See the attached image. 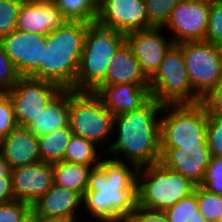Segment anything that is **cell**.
<instances>
[{
	"mask_svg": "<svg viewBox=\"0 0 222 222\" xmlns=\"http://www.w3.org/2000/svg\"><path fill=\"white\" fill-rule=\"evenodd\" d=\"M137 172L132 163L105 155L89 174L82 210L92 218L85 221H124L138 205Z\"/></svg>",
	"mask_w": 222,
	"mask_h": 222,
	"instance_id": "obj_1",
	"label": "cell"
},
{
	"mask_svg": "<svg viewBox=\"0 0 222 222\" xmlns=\"http://www.w3.org/2000/svg\"><path fill=\"white\" fill-rule=\"evenodd\" d=\"M162 109L163 105L151 97L140 108L114 116L113 136L105 155L138 169L160 162Z\"/></svg>",
	"mask_w": 222,
	"mask_h": 222,
	"instance_id": "obj_2",
	"label": "cell"
},
{
	"mask_svg": "<svg viewBox=\"0 0 222 222\" xmlns=\"http://www.w3.org/2000/svg\"><path fill=\"white\" fill-rule=\"evenodd\" d=\"M87 28L86 22L67 21L63 26L47 34L43 62L29 77L48 80L64 90L75 91Z\"/></svg>",
	"mask_w": 222,
	"mask_h": 222,
	"instance_id": "obj_3",
	"label": "cell"
},
{
	"mask_svg": "<svg viewBox=\"0 0 222 222\" xmlns=\"http://www.w3.org/2000/svg\"><path fill=\"white\" fill-rule=\"evenodd\" d=\"M125 43V33L88 24L75 91H93L104 79L115 53Z\"/></svg>",
	"mask_w": 222,
	"mask_h": 222,
	"instance_id": "obj_4",
	"label": "cell"
},
{
	"mask_svg": "<svg viewBox=\"0 0 222 222\" xmlns=\"http://www.w3.org/2000/svg\"><path fill=\"white\" fill-rule=\"evenodd\" d=\"M113 125L114 115L95 92L69 90V126L74 135L101 147L99 150L106 154Z\"/></svg>",
	"mask_w": 222,
	"mask_h": 222,
	"instance_id": "obj_5",
	"label": "cell"
},
{
	"mask_svg": "<svg viewBox=\"0 0 222 222\" xmlns=\"http://www.w3.org/2000/svg\"><path fill=\"white\" fill-rule=\"evenodd\" d=\"M195 187L188 178L160 162L137 172L138 205L146 209L163 211L193 193Z\"/></svg>",
	"mask_w": 222,
	"mask_h": 222,
	"instance_id": "obj_6",
	"label": "cell"
},
{
	"mask_svg": "<svg viewBox=\"0 0 222 222\" xmlns=\"http://www.w3.org/2000/svg\"><path fill=\"white\" fill-rule=\"evenodd\" d=\"M208 112L198 104L163 105L160 118L161 148L208 145Z\"/></svg>",
	"mask_w": 222,
	"mask_h": 222,
	"instance_id": "obj_7",
	"label": "cell"
},
{
	"mask_svg": "<svg viewBox=\"0 0 222 222\" xmlns=\"http://www.w3.org/2000/svg\"><path fill=\"white\" fill-rule=\"evenodd\" d=\"M149 88L151 96L162 105L198 104L202 101L192 88L181 47L175 43L149 80Z\"/></svg>",
	"mask_w": 222,
	"mask_h": 222,
	"instance_id": "obj_8",
	"label": "cell"
},
{
	"mask_svg": "<svg viewBox=\"0 0 222 222\" xmlns=\"http://www.w3.org/2000/svg\"><path fill=\"white\" fill-rule=\"evenodd\" d=\"M193 90L203 99L222 80V46L207 41L178 43Z\"/></svg>",
	"mask_w": 222,
	"mask_h": 222,
	"instance_id": "obj_9",
	"label": "cell"
},
{
	"mask_svg": "<svg viewBox=\"0 0 222 222\" xmlns=\"http://www.w3.org/2000/svg\"><path fill=\"white\" fill-rule=\"evenodd\" d=\"M64 89L58 84L31 77H20L7 93L13 104L18 126L26 127Z\"/></svg>",
	"mask_w": 222,
	"mask_h": 222,
	"instance_id": "obj_10",
	"label": "cell"
},
{
	"mask_svg": "<svg viewBox=\"0 0 222 222\" xmlns=\"http://www.w3.org/2000/svg\"><path fill=\"white\" fill-rule=\"evenodd\" d=\"M211 0H182L171 11L164 29L175 44L205 41Z\"/></svg>",
	"mask_w": 222,
	"mask_h": 222,
	"instance_id": "obj_11",
	"label": "cell"
},
{
	"mask_svg": "<svg viewBox=\"0 0 222 222\" xmlns=\"http://www.w3.org/2000/svg\"><path fill=\"white\" fill-rule=\"evenodd\" d=\"M98 25L129 33L148 29L145 0H101L97 6Z\"/></svg>",
	"mask_w": 222,
	"mask_h": 222,
	"instance_id": "obj_12",
	"label": "cell"
},
{
	"mask_svg": "<svg viewBox=\"0 0 222 222\" xmlns=\"http://www.w3.org/2000/svg\"><path fill=\"white\" fill-rule=\"evenodd\" d=\"M163 30L165 29L153 27L125 34V42L131 48L141 71L148 80L155 75L166 52L174 44L170 37L162 35Z\"/></svg>",
	"mask_w": 222,
	"mask_h": 222,
	"instance_id": "obj_13",
	"label": "cell"
},
{
	"mask_svg": "<svg viewBox=\"0 0 222 222\" xmlns=\"http://www.w3.org/2000/svg\"><path fill=\"white\" fill-rule=\"evenodd\" d=\"M21 77H29L43 62L47 35L32 34L19 30L0 40Z\"/></svg>",
	"mask_w": 222,
	"mask_h": 222,
	"instance_id": "obj_14",
	"label": "cell"
},
{
	"mask_svg": "<svg viewBox=\"0 0 222 222\" xmlns=\"http://www.w3.org/2000/svg\"><path fill=\"white\" fill-rule=\"evenodd\" d=\"M208 145H190L180 148H161L160 163L166 168L182 174L200 186L211 160Z\"/></svg>",
	"mask_w": 222,
	"mask_h": 222,
	"instance_id": "obj_15",
	"label": "cell"
},
{
	"mask_svg": "<svg viewBox=\"0 0 222 222\" xmlns=\"http://www.w3.org/2000/svg\"><path fill=\"white\" fill-rule=\"evenodd\" d=\"M11 178L15 199L31 206L54 184L52 164L44 161L12 169Z\"/></svg>",
	"mask_w": 222,
	"mask_h": 222,
	"instance_id": "obj_16",
	"label": "cell"
},
{
	"mask_svg": "<svg viewBox=\"0 0 222 222\" xmlns=\"http://www.w3.org/2000/svg\"><path fill=\"white\" fill-rule=\"evenodd\" d=\"M67 21L55 2L24 0L19 9L16 29L47 35Z\"/></svg>",
	"mask_w": 222,
	"mask_h": 222,
	"instance_id": "obj_17",
	"label": "cell"
},
{
	"mask_svg": "<svg viewBox=\"0 0 222 222\" xmlns=\"http://www.w3.org/2000/svg\"><path fill=\"white\" fill-rule=\"evenodd\" d=\"M83 196L76 191L55 184L32 205V210L41 216L61 220L80 221ZM82 211V212H81ZM80 216V218H79Z\"/></svg>",
	"mask_w": 222,
	"mask_h": 222,
	"instance_id": "obj_18",
	"label": "cell"
},
{
	"mask_svg": "<svg viewBox=\"0 0 222 222\" xmlns=\"http://www.w3.org/2000/svg\"><path fill=\"white\" fill-rule=\"evenodd\" d=\"M92 92L101 98L103 105L114 116L138 109L152 97L149 85L130 83L97 86Z\"/></svg>",
	"mask_w": 222,
	"mask_h": 222,
	"instance_id": "obj_19",
	"label": "cell"
},
{
	"mask_svg": "<svg viewBox=\"0 0 222 222\" xmlns=\"http://www.w3.org/2000/svg\"><path fill=\"white\" fill-rule=\"evenodd\" d=\"M0 154L10 169L41 161L38 137L26 127L17 126L0 139Z\"/></svg>",
	"mask_w": 222,
	"mask_h": 222,
	"instance_id": "obj_20",
	"label": "cell"
},
{
	"mask_svg": "<svg viewBox=\"0 0 222 222\" xmlns=\"http://www.w3.org/2000/svg\"><path fill=\"white\" fill-rule=\"evenodd\" d=\"M130 83L149 85L131 48L125 42L115 53L107 68L105 79L98 86Z\"/></svg>",
	"mask_w": 222,
	"mask_h": 222,
	"instance_id": "obj_21",
	"label": "cell"
},
{
	"mask_svg": "<svg viewBox=\"0 0 222 222\" xmlns=\"http://www.w3.org/2000/svg\"><path fill=\"white\" fill-rule=\"evenodd\" d=\"M66 126H69V90H63L26 128L38 137Z\"/></svg>",
	"mask_w": 222,
	"mask_h": 222,
	"instance_id": "obj_22",
	"label": "cell"
},
{
	"mask_svg": "<svg viewBox=\"0 0 222 222\" xmlns=\"http://www.w3.org/2000/svg\"><path fill=\"white\" fill-rule=\"evenodd\" d=\"M54 184L79 192L82 196L87 189L92 166L59 161L52 164Z\"/></svg>",
	"mask_w": 222,
	"mask_h": 222,
	"instance_id": "obj_23",
	"label": "cell"
},
{
	"mask_svg": "<svg viewBox=\"0 0 222 222\" xmlns=\"http://www.w3.org/2000/svg\"><path fill=\"white\" fill-rule=\"evenodd\" d=\"M73 132L70 126L58 128L53 132L38 136L41 161L56 163L64 161L65 148L71 140Z\"/></svg>",
	"mask_w": 222,
	"mask_h": 222,
	"instance_id": "obj_24",
	"label": "cell"
},
{
	"mask_svg": "<svg viewBox=\"0 0 222 222\" xmlns=\"http://www.w3.org/2000/svg\"><path fill=\"white\" fill-rule=\"evenodd\" d=\"M99 147L86 139L72 135L70 142L65 148L64 161L73 164H81L99 166L101 160L105 156L103 151L98 150Z\"/></svg>",
	"mask_w": 222,
	"mask_h": 222,
	"instance_id": "obj_25",
	"label": "cell"
},
{
	"mask_svg": "<svg viewBox=\"0 0 222 222\" xmlns=\"http://www.w3.org/2000/svg\"><path fill=\"white\" fill-rule=\"evenodd\" d=\"M57 7L68 21L94 23L97 5L92 0H56Z\"/></svg>",
	"mask_w": 222,
	"mask_h": 222,
	"instance_id": "obj_26",
	"label": "cell"
},
{
	"mask_svg": "<svg viewBox=\"0 0 222 222\" xmlns=\"http://www.w3.org/2000/svg\"><path fill=\"white\" fill-rule=\"evenodd\" d=\"M168 222H189L200 216L197 203V186L193 193L163 210Z\"/></svg>",
	"mask_w": 222,
	"mask_h": 222,
	"instance_id": "obj_27",
	"label": "cell"
},
{
	"mask_svg": "<svg viewBox=\"0 0 222 222\" xmlns=\"http://www.w3.org/2000/svg\"><path fill=\"white\" fill-rule=\"evenodd\" d=\"M182 0H145L148 29L164 28L168 23L171 11Z\"/></svg>",
	"mask_w": 222,
	"mask_h": 222,
	"instance_id": "obj_28",
	"label": "cell"
},
{
	"mask_svg": "<svg viewBox=\"0 0 222 222\" xmlns=\"http://www.w3.org/2000/svg\"><path fill=\"white\" fill-rule=\"evenodd\" d=\"M197 203L207 222H216L222 217V195L211 193L200 185L197 186Z\"/></svg>",
	"mask_w": 222,
	"mask_h": 222,
	"instance_id": "obj_29",
	"label": "cell"
},
{
	"mask_svg": "<svg viewBox=\"0 0 222 222\" xmlns=\"http://www.w3.org/2000/svg\"><path fill=\"white\" fill-rule=\"evenodd\" d=\"M24 0H0V40L16 30L17 17Z\"/></svg>",
	"mask_w": 222,
	"mask_h": 222,
	"instance_id": "obj_30",
	"label": "cell"
},
{
	"mask_svg": "<svg viewBox=\"0 0 222 222\" xmlns=\"http://www.w3.org/2000/svg\"><path fill=\"white\" fill-rule=\"evenodd\" d=\"M205 41L222 46V0H211Z\"/></svg>",
	"mask_w": 222,
	"mask_h": 222,
	"instance_id": "obj_31",
	"label": "cell"
},
{
	"mask_svg": "<svg viewBox=\"0 0 222 222\" xmlns=\"http://www.w3.org/2000/svg\"><path fill=\"white\" fill-rule=\"evenodd\" d=\"M201 186L207 191L222 195V156H212Z\"/></svg>",
	"mask_w": 222,
	"mask_h": 222,
	"instance_id": "obj_32",
	"label": "cell"
},
{
	"mask_svg": "<svg viewBox=\"0 0 222 222\" xmlns=\"http://www.w3.org/2000/svg\"><path fill=\"white\" fill-rule=\"evenodd\" d=\"M18 71L10 58L6 55L3 45L0 41V92H8L18 82Z\"/></svg>",
	"mask_w": 222,
	"mask_h": 222,
	"instance_id": "obj_33",
	"label": "cell"
},
{
	"mask_svg": "<svg viewBox=\"0 0 222 222\" xmlns=\"http://www.w3.org/2000/svg\"><path fill=\"white\" fill-rule=\"evenodd\" d=\"M17 126L10 96L7 92H0V139L6 137Z\"/></svg>",
	"mask_w": 222,
	"mask_h": 222,
	"instance_id": "obj_34",
	"label": "cell"
},
{
	"mask_svg": "<svg viewBox=\"0 0 222 222\" xmlns=\"http://www.w3.org/2000/svg\"><path fill=\"white\" fill-rule=\"evenodd\" d=\"M207 142L211 156H222V117L208 114Z\"/></svg>",
	"mask_w": 222,
	"mask_h": 222,
	"instance_id": "obj_35",
	"label": "cell"
},
{
	"mask_svg": "<svg viewBox=\"0 0 222 222\" xmlns=\"http://www.w3.org/2000/svg\"><path fill=\"white\" fill-rule=\"evenodd\" d=\"M31 209L30 204L17 199L0 204V222H21Z\"/></svg>",
	"mask_w": 222,
	"mask_h": 222,
	"instance_id": "obj_36",
	"label": "cell"
},
{
	"mask_svg": "<svg viewBox=\"0 0 222 222\" xmlns=\"http://www.w3.org/2000/svg\"><path fill=\"white\" fill-rule=\"evenodd\" d=\"M124 222H168V220L163 211L150 210L137 205Z\"/></svg>",
	"mask_w": 222,
	"mask_h": 222,
	"instance_id": "obj_37",
	"label": "cell"
},
{
	"mask_svg": "<svg viewBox=\"0 0 222 222\" xmlns=\"http://www.w3.org/2000/svg\"><path fill=\"white\" fill-rule=\"evenodd\" d=\"M208 114L222 117V80L202 99Z\"/></svg>",
	"mask_w": 222,
	"mask_h": 222,
	"instance_id": "obj_38",
	"label": "cell"
},
{
	"mask_svg": "<svg viewBox=\"0 0 222 222\" xmlns=\"http://www.w3.org/2000/svg\"><path fill=\"white\" fill-rule=\"evenodd\" d=\"M15 199L12 189L11 177H0V204L10 202Z\"/></svg>",
	"mask_w": 222,
	"mask_h": 222,
	"instance_id": "obj_39",
	"label": "cell"
},
{
	"mask_svg": "<svg viewBox=\"0 0 222 222\" xmlns=\"http://www.w3.org/2000/svg\"><path fill=\"white\" fill-rule=\"evenodd\" d=\"M0 177H11V169L0 154Z\"/></svg>",
	"mask_w": 222,
	"mask_h": 222,
	"instance_id": "obj_40",
	"label": "cell"
},
{
	"mask_svg": "<svg viewBox=\"0 0 222 222\" xmlns=\"http://www.w3.org/2000/svg\"><path fill=\"white\" fill-rule=\"evenodd\" d=\"M37 222H75L70 220H61V219H55L51 217H44L37 214Z\"/></svg>",
	"mask_w": 222,
	"mask_h": 222,
	"instance_id": "obj_41",
	"label": "cell"
},
{
	"mask_svg": "<svg viewBox=\"0 0 222 222\" xmlns=\"http://www.w3.org/2000/svg\"><path fill=\"white\" fill-rule=\"evenodd\" d=\"M21 222H37V214L31 209Z\"/></svg>",
	"mask_w": 222,
	"mask_h": 222,
	"instance_id": "obj_42",
	"label": "cell"
},
{
	"mask_svg": "<svg viewBox=\"0 0 222 222\" xmlns=\"http://www.w3.org/2000/svg\"><path fill=\"white\" fill-rule=\"evenodd\" d=\"M189 222H207L204 218L203 214L200 212V216L194 217L192 220H189Z\"/></svg>",
	"mask_w": 222,
	"mask_h": 222,
	"instance_id": "obj_43",
	"label": "cell"
},
{
	"mask_svg": "<svg viewBox=\"0 0 222 222\" xmlns=\"http://www.w3.org/2000/svg\"><path fill=\"white\" fill-rule=\"evenodd\" d=\"M31 1H40V2H55L56 0H31Z\"/></svg>",
	"mask_w": 222,
	"mask_h": 222,
	"instance_id": "obj_44",
	"label": "cell"
},
{
	"mask_svg": "<svg viewBox=\"0 0 222 222\" xmlns=\"http://www.w3.org/2000/svg\"><path fill=\"white\" fill-rule=\"evenodd\" d=\"M97 6L100 4L101 0H92Z\"/></svg>",
	"mask_w": 222,
	"mask_h": 222,
	"instance_id": "obj_45",
	"label": "cell"
},
{
	"mask_svg": "<svg viewBox=\"0 0 222 222\" xmlns=\"http://www.w3.org/2000/svg\"><path fill=\"white\" fill-rule=\"evenodd\" d=\"M216 222H222V217H219V219Z\"/></svg>",
	"mask_w": 222,
	"mask_h": 222,
	"instance_id": "obj_46",
	"label": "cell"
},
{
	"mask_svg": "<svg viewBox=\"0 0 222 222\" xmlns=\"http://www.w3.org/2000/svg\"><path fill=\"white\" fill-rule=\"evenodd\" d=\"M82 220H80V221H77V222H81ZM83 222V221H82ZM84 222H89V221H84ZM90 222H95V221H90Z\"/></svg>",
	"mask_w": 222,
	"mask_h": 222,
	"instance_id": "obj_47",
	"label": "cell"
}]
</instances>
